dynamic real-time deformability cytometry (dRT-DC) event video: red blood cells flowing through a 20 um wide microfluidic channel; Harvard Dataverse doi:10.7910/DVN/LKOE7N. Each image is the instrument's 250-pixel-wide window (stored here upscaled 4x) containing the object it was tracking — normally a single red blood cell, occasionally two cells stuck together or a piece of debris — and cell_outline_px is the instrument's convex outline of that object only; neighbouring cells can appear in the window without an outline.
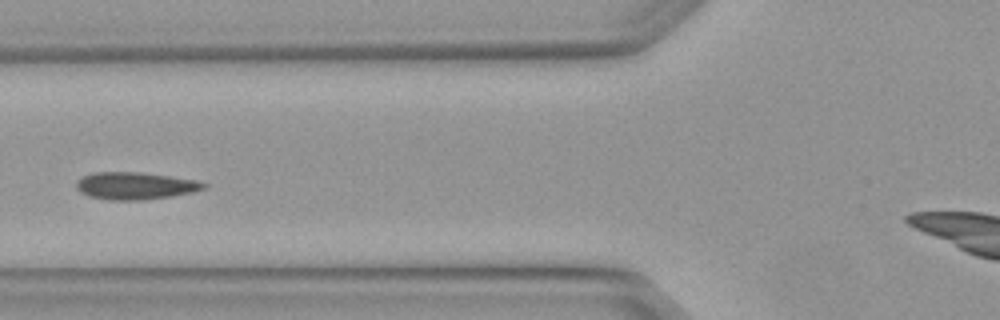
{"species": "Egyptian fruit bat (a non-hibernating species)", "species_latin": "Rousettus aegyptiacus", "temperature_condition": "warm", "stored_images_in_passage": 3, "camera_frame_rate_fps": 3000, "um_per_image_px": 0.085, "animal": {"sex": "female"}, "frame": {"image": 1, "passage_image": 3, "time_ms": 0.667, "image_size_px": [1000, 320], "cell_outline_px": [[208, 188], [192, 192], [172, 196], [144, 200], [108, 200], [88, 196], [80, 192], [76, 188], [76, 180], [92, 172], [140, 172], [196, 180], [208, 184]], "centroid_in_image_um": [11.48, 15.8], "position_along_channel_um": 114.3, "area_um2": 20.4}}